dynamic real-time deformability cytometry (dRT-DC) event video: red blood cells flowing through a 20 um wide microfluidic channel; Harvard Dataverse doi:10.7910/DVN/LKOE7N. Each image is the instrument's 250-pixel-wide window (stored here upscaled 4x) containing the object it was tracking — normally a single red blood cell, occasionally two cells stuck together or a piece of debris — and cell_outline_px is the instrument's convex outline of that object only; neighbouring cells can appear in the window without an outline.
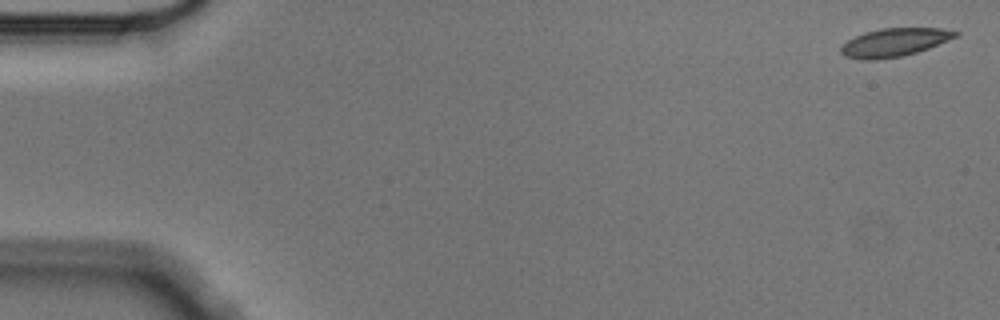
{"species": "Egyptian fruit bat (a non-hibernating species)", "species_latin": "Rousettus aegyptiacus", "temperature_condition": "cold", "stored_images_in_passage": 5, "camera_frame_rate_fps": 3000, "um_per_image_px": 0.085, "animal": {"sex": "male"}, "frame": {"image": 1, "passage_image": 1, "time_ms": 0.0, "image_size_px": [1000, 320], "cell_outline_px": [[960, 32], [956, 36], [948, 40], [928, 48], [916, 52], [900, 56], [876, 60], [860, 60], [844, 56], [840, 52], [840, 48], [848, 40], [864, 32], [880, 28], [944, 28]], "centroid_in_image_um": [75.99, 3.6], "position_along_channel_um": 9.0, "area_um2": 18.79}}
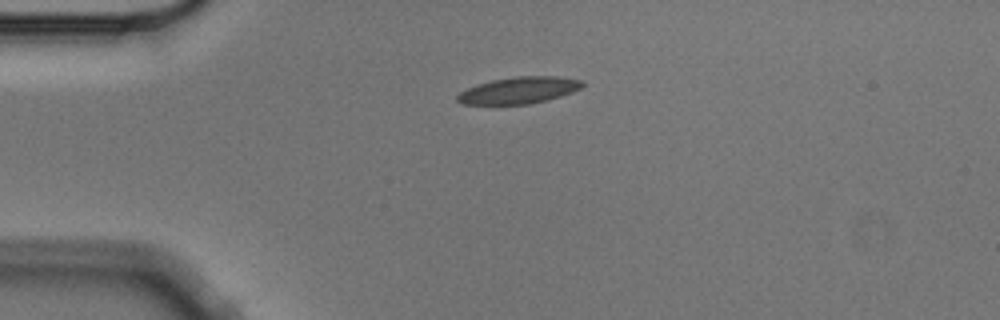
{"frame": {"image": 2, "passage_image": 4, "time_ms": 1.0, "image_size_px": [1000, 320], "cell_outline_px": [[584, 84], [580, 88], [572, 92], [548, 100], [528, 104], [464, 104], [456, 100], [456, 96], [460, 92], [476, 84], [492, 80], [516, 76], [556, 76], [584, 80]], "centroid_in_image_um": [44.12, 7.67], "position_along_channel_um": 40.9, "area_um2": 19.42}}